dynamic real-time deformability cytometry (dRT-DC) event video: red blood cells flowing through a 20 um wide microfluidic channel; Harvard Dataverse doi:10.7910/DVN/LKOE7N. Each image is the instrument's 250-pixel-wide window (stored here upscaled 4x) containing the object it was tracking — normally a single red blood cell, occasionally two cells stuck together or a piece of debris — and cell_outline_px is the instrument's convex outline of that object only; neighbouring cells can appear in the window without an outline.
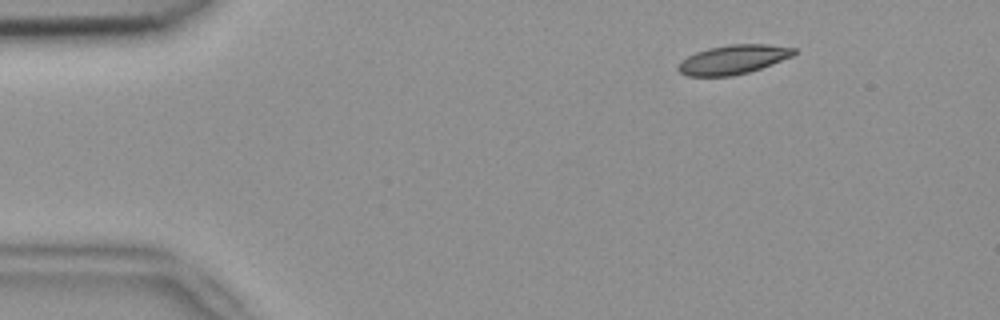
{"species": "common noctule bat (a hibernating species)", "species_latin": "Nyctalus noctula", "temperature_condition": "room temperature", "stored_images_in_passage": 48, "segment_of_instrument_passage": [1, 2], "camera_frame_rate_fps": 3000, "um_per_image_px": 0.085, "animal": {"sex": "female", "body_mass_g": 18.4}, "frame": {"image": 1, "passage_image": 1, "time_ms": 0.0, "image_size_px": [1000, 320], "cell_outline_px": [[796, 52], [792, 56], [772, 64], [748, 72], [732, 76], [688, 76], [680, 72], [676, 68], [688, 56], [696, 52], [708, 48], [728, 44], [768, 44], [796, 48]], "centroid_in_image_um": [62.33, 5.05], "position_along_channel_um": 22.7, "area_um2": 19.54}}
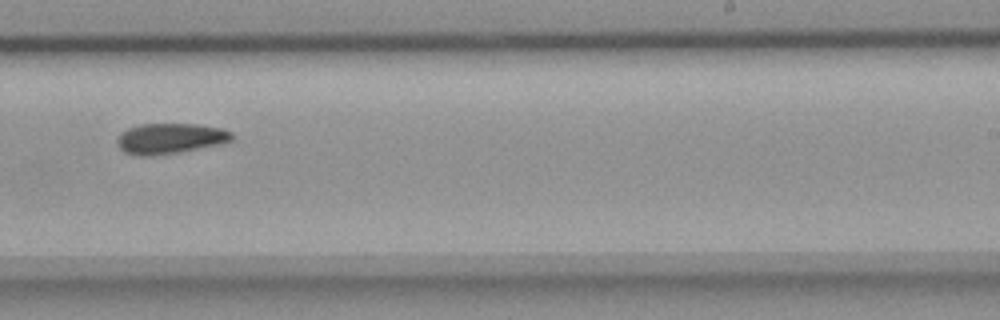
{"frame": {"image": 2, "passage_image": 27, "time_ms": 8.667, "image_size_px": [1000, 320], "cell_outline_px": [[236, 136], [232, 140], [220, 144], [180, 152], [148, 156], [136, 156], [124, 152], [116, 144], [116, 140], [128, 128], [140, 124], [196, 124], [220, 128], [232, 132]], "centroid_in_image_um": [14.47, 11.78], "position_along_channel_um": 274.5, "area_um2": 20.4}}
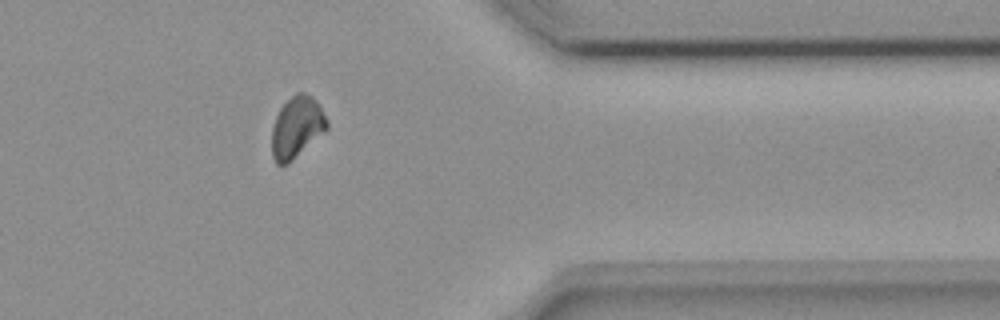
{"frame": {"image": 3, "passage_image": 37, "time_ms": 12.0, "image_size_px": [1000, 320], "cell_outline_px": [[328, 128], [324, 132], [288, 164], [276, 164], [272, 156], [272, 128], [276, 116], [280, 108], [296, 92], [304, 92], [312, 96], [316, 100], [328, 120]], "centroid_in_image_um": [25.23, 10.81], "position_along_channel_um": 386.2, "area_um2": 19.65}}